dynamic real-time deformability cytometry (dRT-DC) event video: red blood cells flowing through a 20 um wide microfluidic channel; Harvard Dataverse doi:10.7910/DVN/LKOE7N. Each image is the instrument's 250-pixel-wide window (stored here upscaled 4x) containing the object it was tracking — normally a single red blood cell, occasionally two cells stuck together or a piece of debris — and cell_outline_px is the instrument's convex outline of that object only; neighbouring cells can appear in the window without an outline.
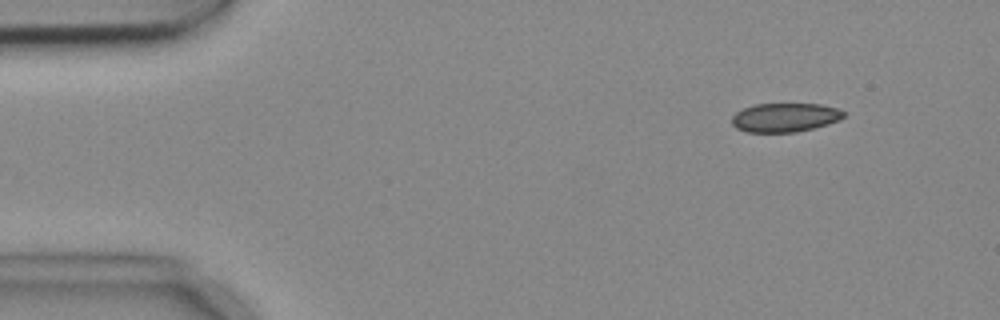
{"species": "common noctule bat (a hibernating species)", "species_latin": "Nyctalus noctula", "temperature_condition": "cold", "stored_images_in_passage": 4, "camera_frame_rate_fps": 3000, "um_per_image_px": 0.085, "animal": {"sex": "female", "body_mass_g": 18.4}, "frame": {"image": 1, "passage_image": 2, "time_ms": 0.333, "image_size_px": [1000, 320], "cell_outline_px": [[844, 116], [840, 120], [828, 124], [796, 132], [748, 132], [736, 128], [732, 124], [732, 116], [736, 112], [744, 108], [756, 104], [820, 104], [836, 108], [844, 112]], "centroid_in_image_um": [66.71, 9.99], "position_along_channel_um": 18.3, "area_um2": 18.73}}